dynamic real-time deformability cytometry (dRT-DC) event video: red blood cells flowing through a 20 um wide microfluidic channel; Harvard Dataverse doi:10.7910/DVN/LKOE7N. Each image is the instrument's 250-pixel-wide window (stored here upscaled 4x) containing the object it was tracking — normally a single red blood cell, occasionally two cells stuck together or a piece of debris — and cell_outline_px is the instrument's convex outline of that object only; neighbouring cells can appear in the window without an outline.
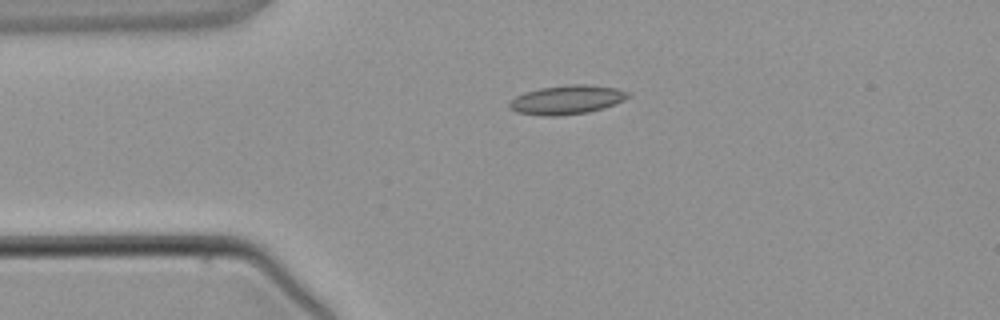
{"species": "common noctule bat (a hibernating species)", "species_latin": "Nyctalus noctula", "temperature_condition": "warm", "stored_images_in_passage": 3, "camera_frame_rate_fps": 3000, "um_per_image_px": 0.085, "animal": {"sex": "male", "body_mass_g": 21.5, "forearm_length_mm": 52.0}, "frame": {"image": 1, "passage_image": 2, "time_ms": 2.0, "image_size_px": [1000, 320], "cell_outline_px": [[628, 96], [624, 100], [604, 108], [588, 112], [560, 116], [540, 116], [516, 112], [508, 108], [508, 104], [516, 96], [524, 92], [540, 88], [572, 84], [588, 84], [616, 88], [628, 92]], "centroid_in_image_um": [48.15, 8.49], "position_along_channel_um": 36.9, "area_um2": 20.11}}
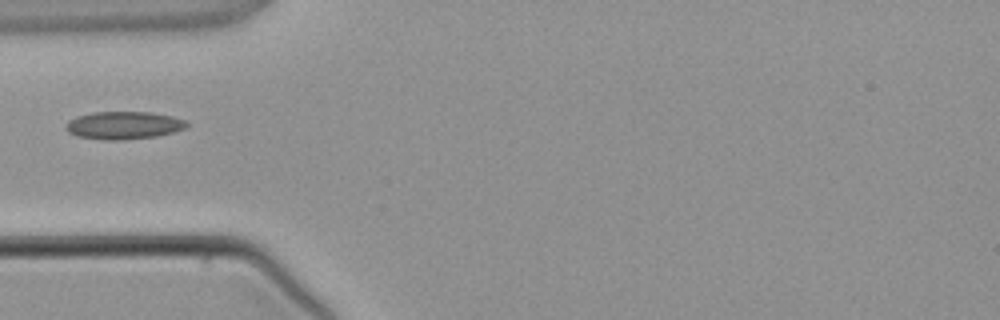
{"frame": {"image": 2, "passage_image": 3, "time_ms": 3.333, "image_size_px": [1000, 320], "cell_outline_px": [[188, 124], [184, 128], [172, 132], [156, 136], [124, 140], [104, 140], [76, 136], [68, 132], [64, 128], [68, 120], [76, 116], [92, 112], [148, 112], [172, 116], [184, 120]], "centroid_in_image_um": [10.45, 10.65], "position_along_channel_um": 74.6, "area_um2": 19.54}}